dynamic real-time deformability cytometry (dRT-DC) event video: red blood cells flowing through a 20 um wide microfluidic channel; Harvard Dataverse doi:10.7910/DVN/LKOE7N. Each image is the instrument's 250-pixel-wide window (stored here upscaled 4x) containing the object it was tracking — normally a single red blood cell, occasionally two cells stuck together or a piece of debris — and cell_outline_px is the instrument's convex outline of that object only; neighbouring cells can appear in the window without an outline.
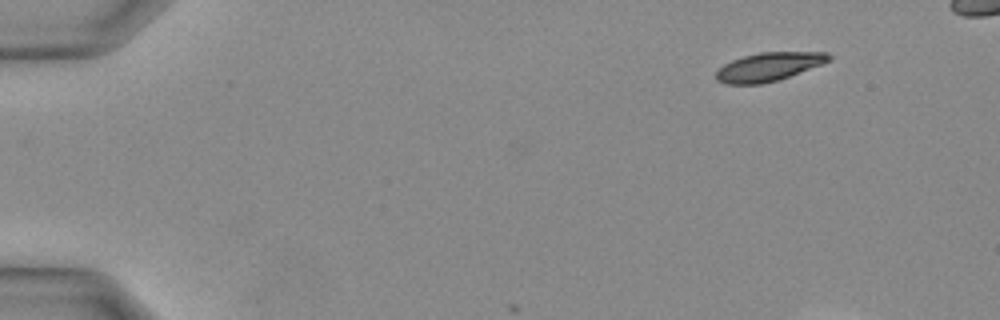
{"species": "Egyptian fruit bat (a non-hibernating species)", "species_latin": "Rousettus aegyptiacus", "temperature_condition": "warm", "stored_images_in_passage": 4, "camera_frame_rate_fps": 3000, "um_per_image_px": 0.085, "animal": {"sex": "female"}, "frame": {"image": 1, "passage_image": 1, "time_ms": 0.0, "image_size_px": [1000, 320], "cell_outline_px": [[832, 60], [780, 80], [760, 84], [724, 84], [716, 80], [716, 72], [724, 64], [732, 60], [744, 56], [760, 52], [828, 52], [832, 56]], "centroid_in_image_um": [65.36, 5.68], "position_along_channel_um": 19.6, "area_um2": 18.84}}